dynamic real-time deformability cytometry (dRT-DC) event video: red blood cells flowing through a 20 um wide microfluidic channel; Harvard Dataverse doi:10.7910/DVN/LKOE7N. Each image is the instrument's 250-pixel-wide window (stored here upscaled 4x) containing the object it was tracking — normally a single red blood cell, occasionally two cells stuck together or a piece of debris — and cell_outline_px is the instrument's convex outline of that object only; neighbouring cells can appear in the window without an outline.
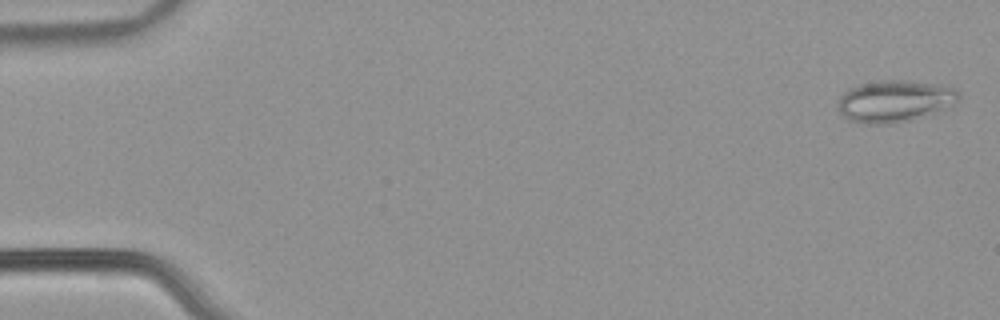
{"species": "common noctule bat (a hibernating species)", "species_latin": "Nyctalus noctula", "temperature_condition": "warm", "stored_images_in_passage": 54, "camera_frame_rate_fps": 3000, "um_per_image_px": 0.085, "animal": {"sex": "male", "body_mass_g": 21.5, "forearm_length_mm": 52.0}, "frame": {"image": 1, "passage_image": 2, "time_ms": 0.333, "image_size_px": [1000, 320], "cell_outline_px": [[960, 96], [956, 100], [912, 120], [892, 124], [864, 124], [848, 120], [840, 112], [836, 104], [840, 96], [848, 88], [860, 84], [876, 80], [908, 80], [944, 84], [956, 88], [960, 92]], "centroid_in_image_um": [75.96, 8.57], "position_along_channel_um": 9.0, "area_um2": 29.42}}
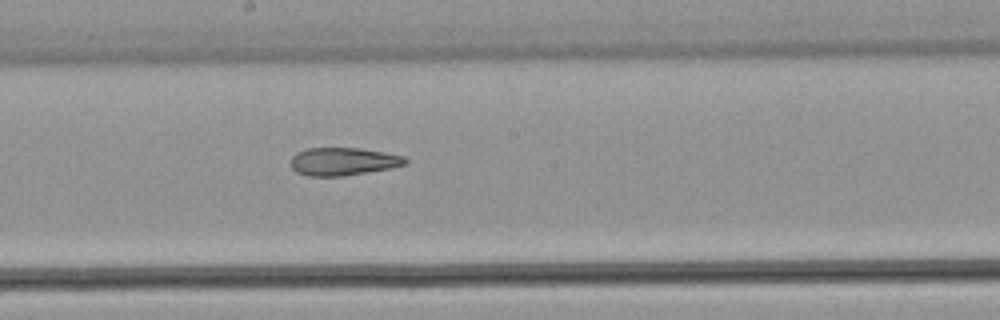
{"frame": {"image": 2, "passage_image": 30, "time_ms": 9.667, "image_size_px": [1000, 320], "cell_outline_px": [[408, 164], [392, 168], [344, 176], [308, 176], [296, 172], [292, 168], [292, 156], [296, 152], [308, 148], [360, 148], [384, 152], [404, 156], [408, 160]], "centroid_in_image_um": [29.2, 13.73], "position_along_channel_um": 219.0, "area_um2": 18.73}}
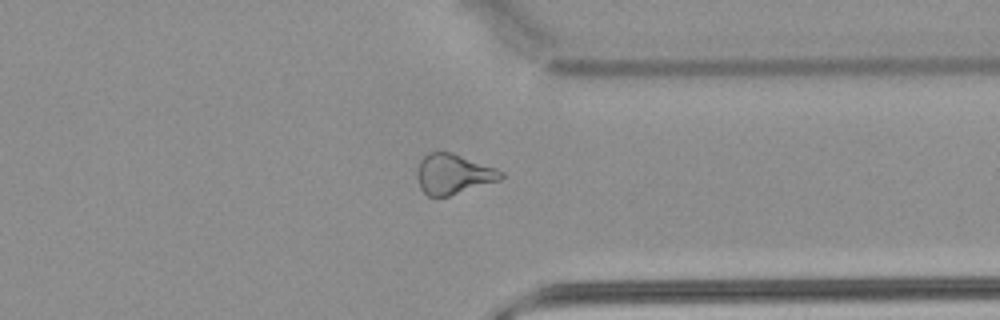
{"frame": {"image": 3, "passage_image": 42, "time_ms": 13.667, "image_size_px": [1000, 320], "cell_outline_px": [[504, 176], [500, 180], [448, 196], [428, 196], [420, 188], [416, 176], [416, 172], [420, 160], [428, 152], [452, 152], [496, 168], [504, 172]], "centroid_in_image_um": [38.52, 14.79], "position_along_channel_um": 372.9, "area_um2": 19.59}, "authors_computed_cell_mechanics": {"area_um2": 22.2819, "velocity_mm_per_s": 3.8884, "shape_relaxation_time_tau1_ms": null, "shape_relaxation_time_tau2_ms": 7.2821, "deformation_change_tau1": null, "deformation_change_tau2": 0.1932}}